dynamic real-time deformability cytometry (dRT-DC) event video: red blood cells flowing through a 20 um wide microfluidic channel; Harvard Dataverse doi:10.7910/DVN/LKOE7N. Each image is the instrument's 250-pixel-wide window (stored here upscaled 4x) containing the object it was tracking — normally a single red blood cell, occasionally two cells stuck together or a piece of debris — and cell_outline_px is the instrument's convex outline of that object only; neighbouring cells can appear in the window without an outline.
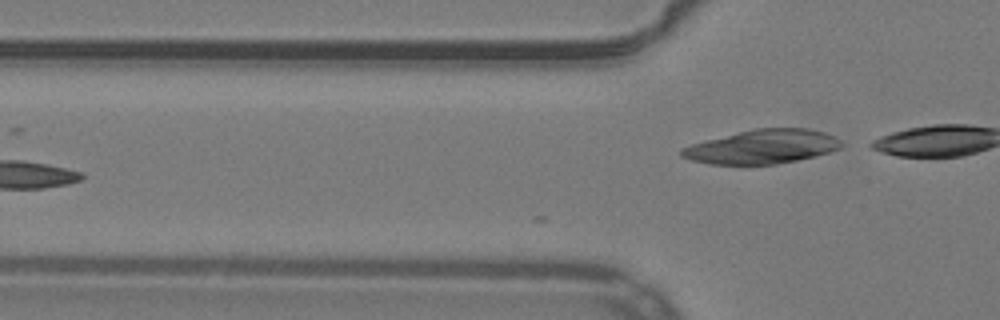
{"species": "common noctule bat (a hibernating species)", "species_latin": "Nyctalus noctula", "temperature_condition": "warm", "stored_images_in_passage": 7, "camera_frame_rate_fps": 3000, "um_per_image_px": 0.085, "animal": {"sex": "male", "body_mass_g": 19.2, "forearm_length_mm": 51.8}, "frame": {"image": 1, "passage_image": 7, "time_ms": 2.0, "image_size_px": [1000, 320], "cell_outline_px": [[844, 144], [840, 148], [828, 152], [796, 160], [776, 164], [708, 164], [692, 160], [680, 156], [680, 148], [692, 144], [756, 128], [808, 128], [824, 132], [836, 136]], "centroid_in_image_um": [64.81, 12.47], "position_along_channel_um": 61.0, "area_um2": 31.33}}